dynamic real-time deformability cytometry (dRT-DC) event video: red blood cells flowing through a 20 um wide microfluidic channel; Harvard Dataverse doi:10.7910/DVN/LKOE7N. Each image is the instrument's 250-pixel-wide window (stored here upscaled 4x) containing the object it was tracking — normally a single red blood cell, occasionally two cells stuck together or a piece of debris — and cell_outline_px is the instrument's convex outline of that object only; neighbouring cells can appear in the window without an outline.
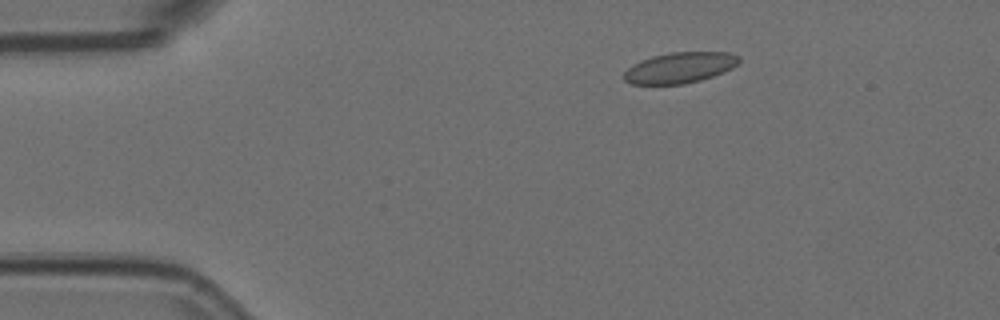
{"species": "Egyptian fruit bat (a non-hibernating species)", "species_latin": "Rousettus aegyptiacus", "temperature_condition": "room temperature", "stored_images_in_passage": 55, "camera_frame_rate_fps": 3000, "um_per_image_px": 0.085, "animal": {"sex": "female"}, "frame": {"image": 1, "passage_image": 9, "time_ms": 2.667, "image_size_px": [1000, 320], "cell_outline_px": [[740, 64], [724, 72], [700, 80], [684, 84], [632, 84], [624, 80], [624, 72], [632, 64], [640, 60], [652, 56], [668, 52], [728, 52], [740, 56]], "centroid_in_image_um": [57.8, 5.74], "position_along_channel_um": 27.2, "area_um2": 20.81}}
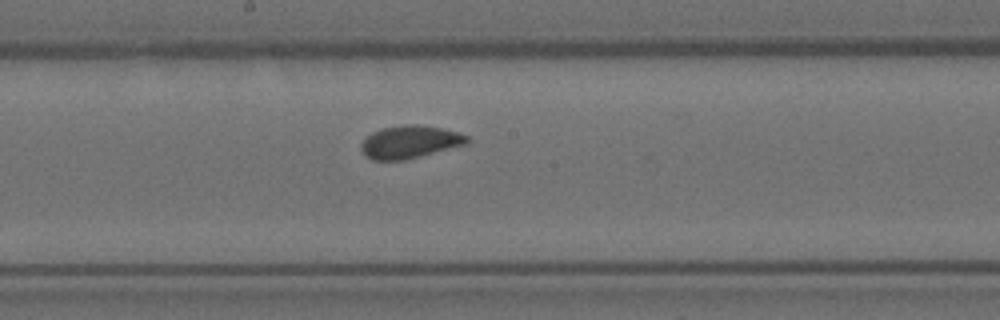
{"frame": {"image": 2, "passage_image": 29, "time_ms": 9.333, "image_size_px": [1000, 320], "cell_outline_px": [[468, 144], [404, 160], [372, 160], [364, 156], [360, 148], [360, 144], [372, 132], [380, 128], [408, 124], [416, 124], [440, 128], [456, 132], [468, 136]], "centroid_in_image_um": [34.8, 12.07], "position_along_channel_um": 213.4, "area_um2": 20.17}}
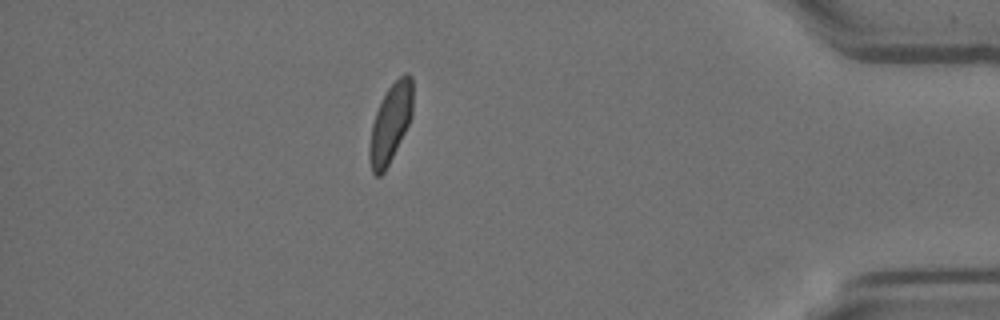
{"frame": {"image": 3, "passage_image": 48, "time_ms": 15.667, "image_size_px": [1000, 320], "cell_outline_px": [[412, 116], [384, 172], [380, 176], [376, 176], [372, 172], [368, 156], [368, 148], [372, 124], [376, 112], [388, 88], [404, 72], [408, 72], [412, 76]], "centroid_in_image_um": [33.18, 10.47], "position_along_channel_um": 402.0, "area_um2": 19.54}, "authors_computed_cell_mechanics": {"area_um2": 20.23, "velocity_mm_per_s": 3.6863, "shape_relaxation_time_tau1_ms": 4.5477, "shape_relaxation_time_tau2_ms": 0.9615, "deformation_change_tau1": 0.0948, "deformation_change_tau2": 0.0475}}